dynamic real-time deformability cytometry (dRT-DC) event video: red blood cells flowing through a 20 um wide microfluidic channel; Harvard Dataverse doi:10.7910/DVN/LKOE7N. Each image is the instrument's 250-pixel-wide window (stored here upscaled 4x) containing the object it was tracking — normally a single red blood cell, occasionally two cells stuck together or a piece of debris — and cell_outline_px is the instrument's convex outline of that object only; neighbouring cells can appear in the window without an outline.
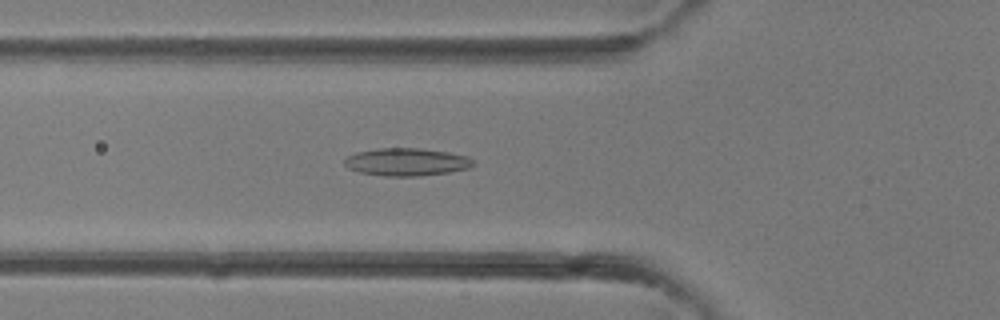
{"species": "common noctule bat (a hibernating species)", "species_latin": "Nyctalus noctula", "temperature_condition": "room temperature", "stored_images_in_passage": 36, "camera_frame_rate_fps": 3000, "um_per_image_px": 0.085, "animal": {"sex": "female"}, "frame": {"image": 1, "passage_image": 10, "time_ms": 3.0, "image_size_px": [1000, 320], "cell_outline_px": [[476, 164], [468, 168], [448, 172], [420, 176], [384, 176], [360, 172], [348, 168], [344, 164], [344, 160], [348, 156], [356, 152], [380, 148], [420, 148], [448, 152], [468, 156]], "centroid_in_image_um": [34.56, 13.76], "position_along_channel_um": 91.2, "area_um2": 20.75}}
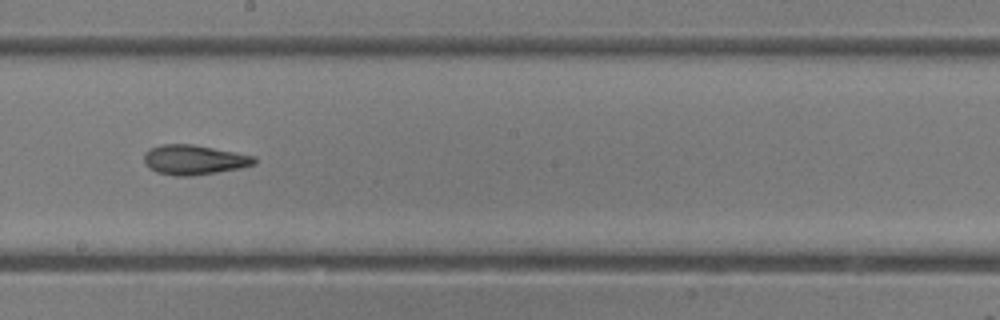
{"frame": {"image": 2, "passage_image": 18, "time_ms": 5.667, "image_size_px": [1000, 320], "cell_outline_px": [[256, 164], [240, 168], [192, 176], [176, 176], [156, 172], [148, 168], [144, 160], [144, 152], [160, 144], [192, 144], [236, 152], [256, 156]], "centroid_in_image_um": [16.49, 13.58], "position_along_channel_um": 231.7, "area_um2": 19.19}}
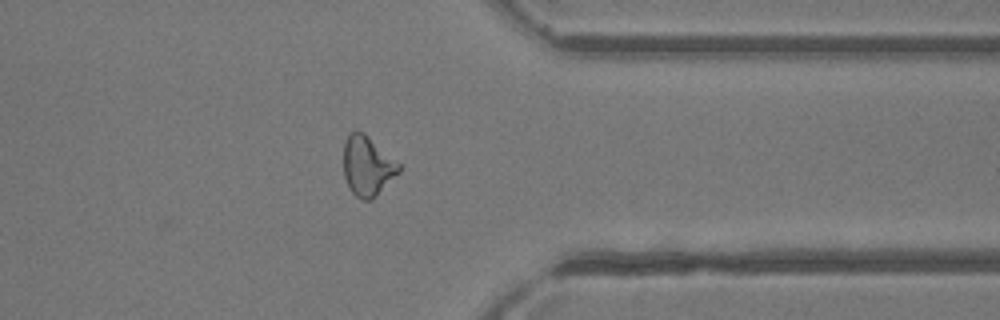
{"frame": {"image": 3, "passage_image": 27, "time_ms": 8.667, "image_size_px": [1000, 320], "cell_outline_px": [[400, 172], [372, 200], [360, 200], [348, 188], [344, 176], [344, 144], [348, 136], [356, 128], [364, 132], [400, 164]], "centroid_in_image_um": [31.22, 14.12], "position_along_channel_um": 380.2, "area_um2": 19.36}}